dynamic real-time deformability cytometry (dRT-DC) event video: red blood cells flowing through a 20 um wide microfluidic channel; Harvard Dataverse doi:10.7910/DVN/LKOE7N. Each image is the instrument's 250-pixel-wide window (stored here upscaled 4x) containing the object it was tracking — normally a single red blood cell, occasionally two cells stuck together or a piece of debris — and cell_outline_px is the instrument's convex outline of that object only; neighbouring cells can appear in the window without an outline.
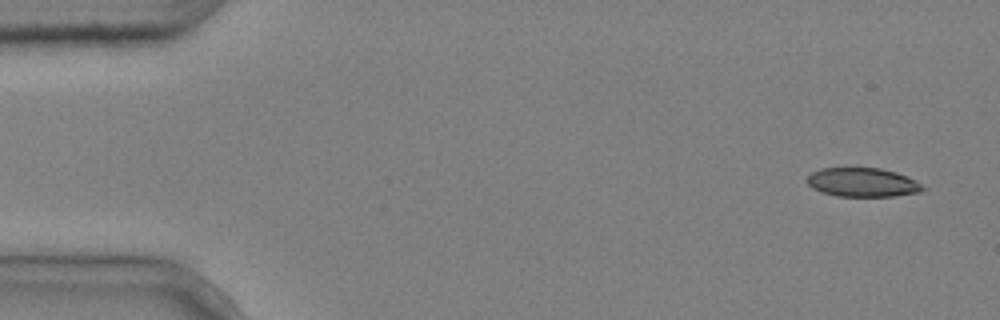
{"species": "common noctule bat (a hibernating species)", "species_latin": "Nyctalus noctula", "temperature_condition": "cold", "stored_images_in_passage": 2, "camera_frame_rate_fps": 3000, "um_per_image_px": 0.085, "animal": {"sex": "male", "body_mass_g": 20.4}, "frame": {"image": 1, "passage_image": 2, "time_ms": 0.333, "image_size_px": [1000, 320], "cell_outline_px": [[928, 188], [920, 192], [896, 196], [836, 196], [812, 188], [804, 180], [812, 172], [820, 168], [880, 168], [896, 172], [908, 176], [916, 180]], "centroid_in_image_um": [73.35, 15.5], "position_along_channel_um": 11.7, "area_um2": 19.71}}